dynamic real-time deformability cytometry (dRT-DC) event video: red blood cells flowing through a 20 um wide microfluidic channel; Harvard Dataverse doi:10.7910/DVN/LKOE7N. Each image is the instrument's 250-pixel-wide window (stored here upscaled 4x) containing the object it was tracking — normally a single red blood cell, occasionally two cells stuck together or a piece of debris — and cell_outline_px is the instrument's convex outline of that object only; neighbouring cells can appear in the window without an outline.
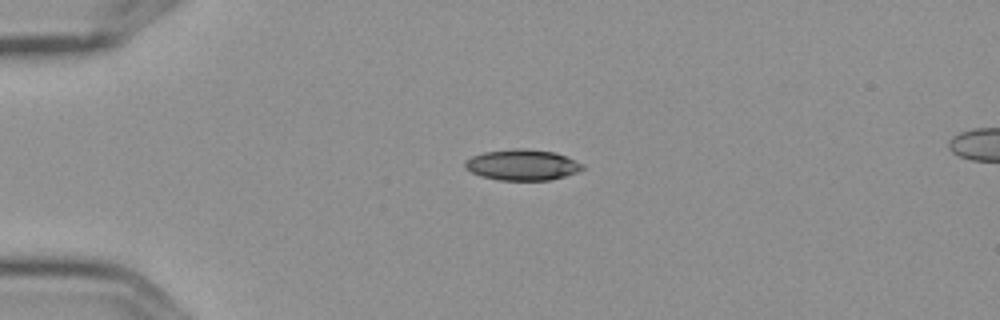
{"species": "Egyptian fruit bat (a non-hibernating species)", "species_latin": "Rousettus aegyptiacus", "temperature_condition": "cold", "stored_images_in_passage": 3, "camera_frame_rate_fps": 3000, "um_per_image_px": 0.085, "frame": {"image": 1, "passage_image": 1, "time_ms": 0.0, "image_size_px": [1000, 320], "cell_outline_px": [[584, 168], [576, 172], [564, 176], [548, 180], [496, 180], [480, 176], [464, 168], [464, 160], [472, 156], [484, 152], [516, 148], [524, 148], [556, 152], [584, 164]], "centroid_in_image_um": [44.36, 14.01], "position_along_channel_um": 40.6, "area_um2": 21.21}}
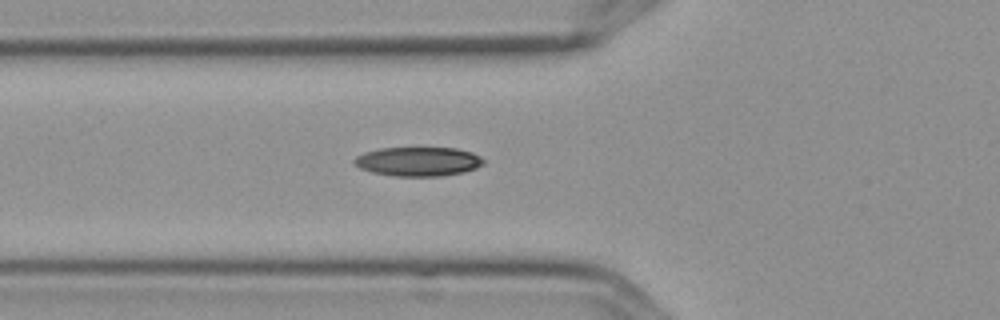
{"frame": {"image": 2, "passage_image": 3, "time_ms": 0.667, "image_size_px": [1000, 320], "cell_outline_px": [[484, 164], [476, 168], [464, 172], [440, 176], [392, 176], [372, 172], [360, 168], [352, 160], [356, 156], [364, 152], [380, 148], [456, 148], [472, 152], [480, 156], [484, 160]], "centroid_in_image_um": [35.55, 13.73], "position_along_channel_um": 90.2, "area_um2": 22.02}}